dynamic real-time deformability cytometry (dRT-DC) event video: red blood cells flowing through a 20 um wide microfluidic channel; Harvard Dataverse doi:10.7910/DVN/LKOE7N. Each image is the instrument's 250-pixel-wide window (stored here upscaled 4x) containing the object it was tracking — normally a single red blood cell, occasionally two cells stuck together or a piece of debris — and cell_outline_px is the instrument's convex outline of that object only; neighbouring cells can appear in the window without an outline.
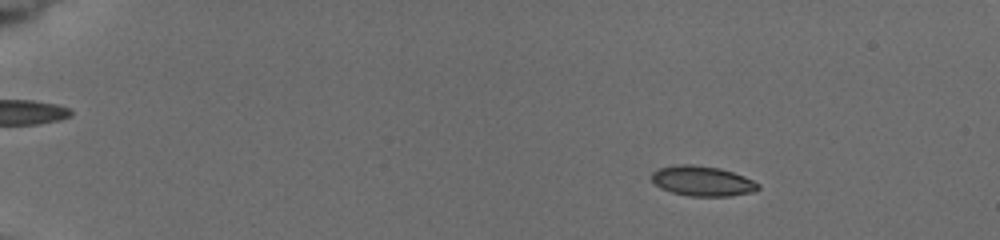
{"species": "common noctule bat (a hibernating species)", "species_latin": "Nyctalus noctula", "temperature_condition": "cold", "stored_images_in_passage": 8, "camera_frame_rate_fps": 3000, "um_per_image_px": 0.085, "animal": {"sex": "female", "body_mass_g": 19.5, "forearm_length_mm": 54.1}, "frame": {"image": 1, "passage_image": 3, "time_ms": 1.667, "image_size_px": [1000, 240], "cell_outline_px": [[760, 188], [752, 192], [728, 196], [688, 196], [672, 192], [660, 188], [652, 180], [652, 172], [660, 168], [676, 164], [692, 164], [720, 168], [744, 176], [760, 184]], "centroid_in_image_um": [59.7, 15.38], "position_along_channel_um": 25.3, "area_um2": 18.61}}
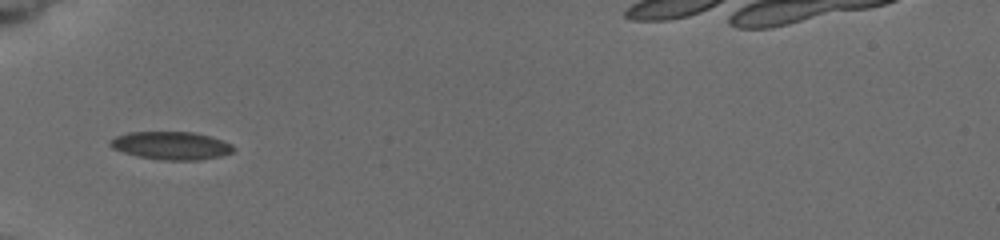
{"frame": {"image": 2, "passage_image": 7, "time_ms": 5.667, "image_size_px": [1000, 240], "cell_outline_px": [[236, 148], [232, 152], [220, 156], [200, 160], [164, 160], [136, 156], [112, 148], [108, 144], [108, 140], [116, 136], [128, 132], [192, 132], [208, 136], [232, 144]], "centroid_in_image_um": [14.52, 12.38], "position_along_channel_um": 70.5, "area_um2": 20.06}}